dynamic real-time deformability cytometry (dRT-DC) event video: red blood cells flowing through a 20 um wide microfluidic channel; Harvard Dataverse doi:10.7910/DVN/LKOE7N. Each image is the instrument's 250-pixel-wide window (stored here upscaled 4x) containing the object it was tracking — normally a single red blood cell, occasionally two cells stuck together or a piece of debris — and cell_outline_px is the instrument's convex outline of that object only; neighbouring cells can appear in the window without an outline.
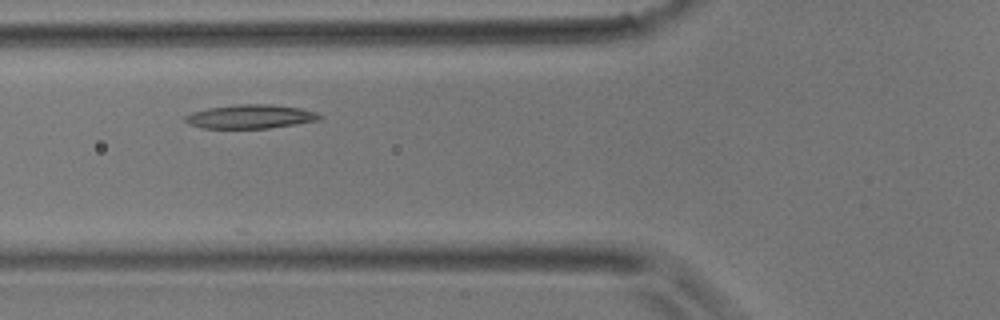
{"species": "common noctule bat (a hibernating species)", "species_latin": "Nyctalus noctula", "temperature_condition": "room temperature", "stored_images_in_passage": 5, "camera_frame_rate_fps": 3000, "um_per_image_px": 0.085, "animal": {"sex": "male", "body_mass_g": 17.9}, "frame": {"image": 1, "passage_image": 4, "time_ms": 1.0, "image_size_px": [1000, 320], "cell_outline_px": [[324, 116], [320, 120], [296, 124], [268, 128], [200, 128], [188, 124], [184, 120], [184, 116], [192, 112], [208, 108], [240, 104], [268, 104], [300, 108], [316, 112]], "centroid_in_image_um": [21.28, 9.91], "position_along_channel_um": 104.5, "area_um2": 18.73}}
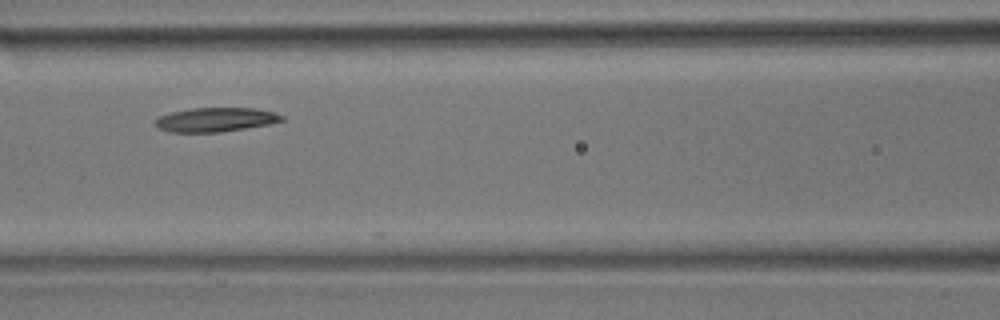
{"frame": {"image": 2, "passage_image": 5, "time_ms": 1.333, "image_size_px": [1000, 320], "cell_outline_px": [[284, 120], [268, 124], [220, 132], [172, 132], [160, 128], [156, 124], [156, 120], [160, 116], [172, 112], [192, 108], [252, 108], [276, 112], [284, 116]], "centroid_in_image_um": [18.37, 10.16], "position_along_channel_um": 148.2, "area_um2": 17.51}}